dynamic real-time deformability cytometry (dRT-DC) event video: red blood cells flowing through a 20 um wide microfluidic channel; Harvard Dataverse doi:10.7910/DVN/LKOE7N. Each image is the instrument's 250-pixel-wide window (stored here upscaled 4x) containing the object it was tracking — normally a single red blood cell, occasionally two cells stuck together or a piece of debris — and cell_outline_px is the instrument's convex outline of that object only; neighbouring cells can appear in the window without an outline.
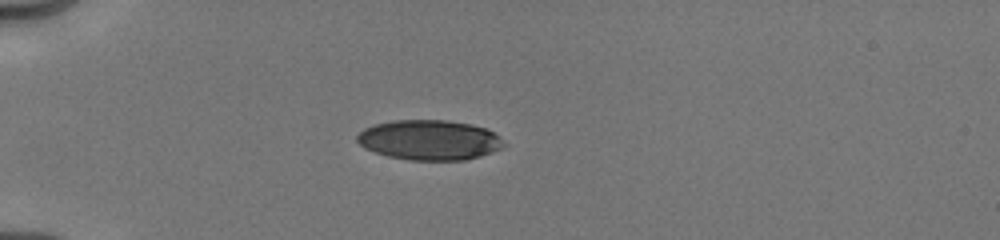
{"species": "human", "species_latin": "Homo sapiens", "temperature_condition": "cold", "stored_images_in_passage": 28, "camera_frame_rate_fps": 3000, "um_per_image_px": 0.085, "donor": {"sex": "male"}, "frame": {"image": 1, "passage_image": 12, "time_ms": 5.0, "image_size_px": [1000, 240], "cell_outline_px": [[508, 144], [500, 148], [480, 156], [464, 160], [412, 160], [388, 156], [364, 148], [356, 140], [356, 136], [364, 128], [372, 124], [392, 120], [448, 120], [468, 124], [484, 128], [500, 136]], "centroid_in_image_um": [36.48, 11.89], "position_along_channel_um": 48.5, "area_um2": 34.22}}
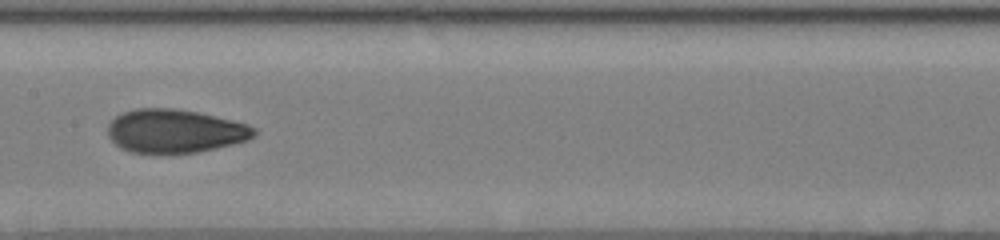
{"frame": {"image": 2, "passage_image": 21, "time_ms": 9.333, "image_size_px": [1000, 240], "cell_outline_px": [[256, 136], [248, 140], [216, 148], [196, 152], [128, 152], [120, 148], [108, 136], [108, 124], [120, 112], [136, 108], [172, 108], [196, 112], [232, 120], [248, 124], [256, 128]], "centroid_in_image_um": [14.86, 11.13], "position_along_channel_um": 192.5, "area_um2": 36.93}}
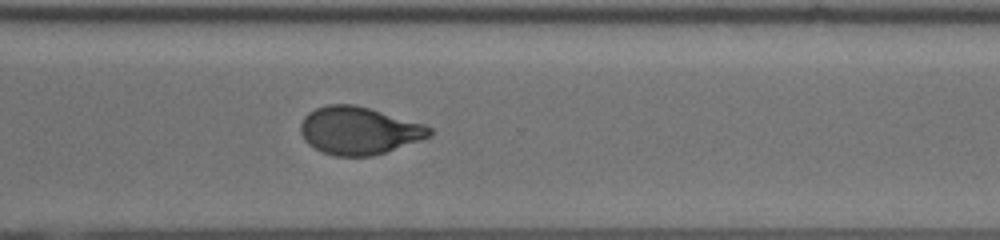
{"frame": {"image": 3, "passage_image": 28, "time_ms": 13.0, "image_size_px": [1000, 240], "cell_outline_px": [[432, 136], [372, 156], [336, 156], [324, 152], [308, 144], [304, 140], [300, 132], [300, 124], [304, 116], [308, 112], [316, 108], [328, 104], [352, 104], [368, 108], [424, 124], [432, 128]], "centroid_in_image_um": [30.48, 11.1], "position_along_channel_um": 340.1, "area_um2": 35.55}}